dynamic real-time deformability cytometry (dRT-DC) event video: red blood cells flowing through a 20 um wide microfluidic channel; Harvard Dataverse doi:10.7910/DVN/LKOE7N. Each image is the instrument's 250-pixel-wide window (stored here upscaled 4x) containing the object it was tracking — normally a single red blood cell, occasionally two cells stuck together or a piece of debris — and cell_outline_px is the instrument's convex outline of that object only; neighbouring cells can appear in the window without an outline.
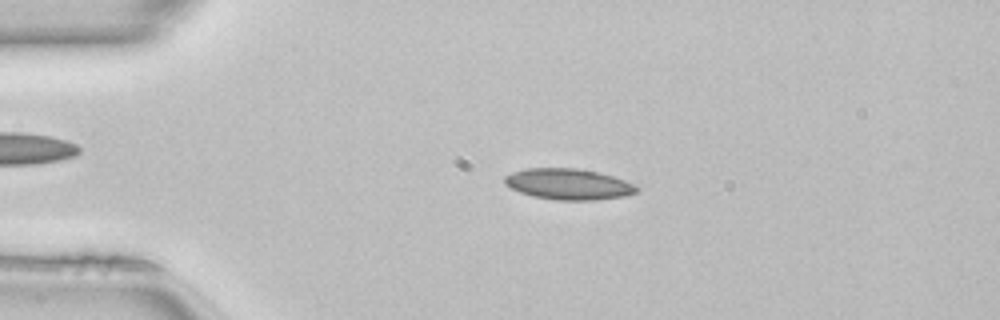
{"species": "common noctule bat (a hibernating species)", "species_latin": "Nyctalus noctula", "temperature_condition": "room temperature", "stored_images_in_passage": 49, "camera_frame_rate_fps": 3000, "um_per_image_px": 0.085, "animal": {"sex": "female", "body_mass_g": 22.7, "forearm_length_mm": 54.2}, "frame": {"image": 1, "passage_image": 10, "time_ms": 3.0, "image_size_px": [1000, 320], "cell_outline_px": [[640, 188], [636, 192], [624, 196], [596, 200], [556, 200], [532, 196], [520, 192], [504, 184], [504, 176], [512, 172], [528, 168], [576, 168], [600, 172], [624, 180]], "centroid_in_image_um": [48.3, 15.65], "position_along_channel_um": 36.7, "area_um2": 23.81}}
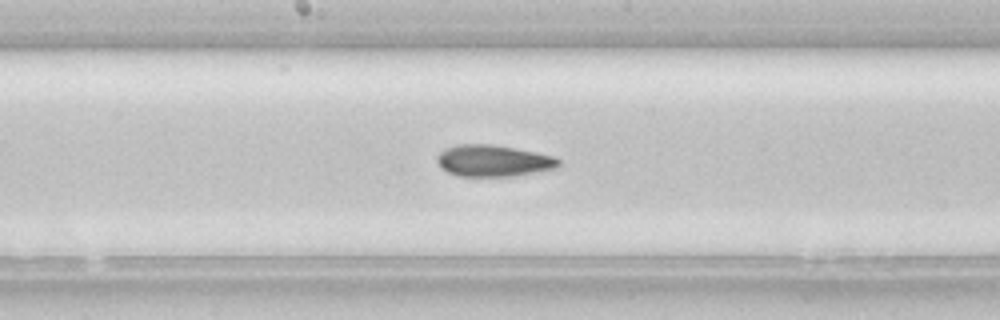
{"frame": {"image": 2, "passage_image": 25, "time_ms": 8.0, "image_size_px": [1000, 320], "cell_outline_px": [[560, 168], [512, 176], [456, 176], [448, 172], [436, 160], [436, 156], [440, 152], [456, 144], [492, 144], [536, 152], [552, 156], [560, 160]], "centroid_in_image_um": [41.96, 13.66], "position_along_channel_um": 206.2, "area_um2": 22.31}}
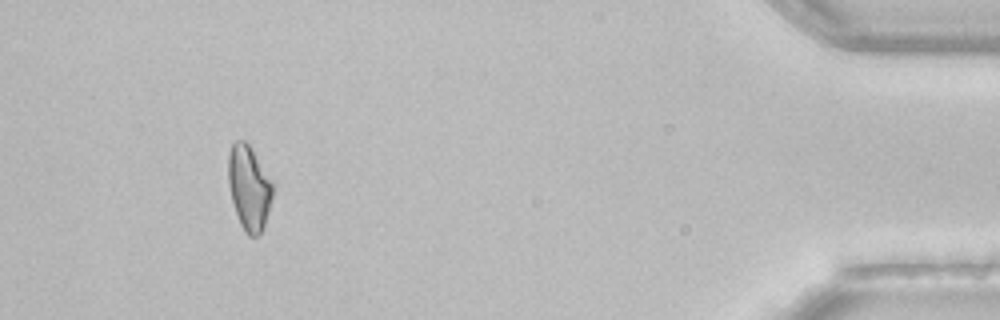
{"frame": {"image": 3, "passage_image": 45, "time_ms": 14.667, "image_size_px": [1000, 320], "cell_outline_px": [[276, 184], [264, 228], [256, 236], [248, 236], [244, 232], [240, 224], [232, 200], [228, 184], [228, 152], [232, 144], [236, 140], [244, 140], [248, 144]], "centroid_in_image_um": [21.19, 15.95], "position_along_channel_um": 414.0, "area_um2": 22.31}, "authors_computed_cell_mechanics": {"area_um2": 22.5998, "velocity_mm_per_s": 4.128, "shape_relaxation_time_tau1_ms": null, "shape_relaxation_time_tau2_ms": 3.4817, "deformation_change_tau1": null, "deformation_change_tau2": 0.1096}}